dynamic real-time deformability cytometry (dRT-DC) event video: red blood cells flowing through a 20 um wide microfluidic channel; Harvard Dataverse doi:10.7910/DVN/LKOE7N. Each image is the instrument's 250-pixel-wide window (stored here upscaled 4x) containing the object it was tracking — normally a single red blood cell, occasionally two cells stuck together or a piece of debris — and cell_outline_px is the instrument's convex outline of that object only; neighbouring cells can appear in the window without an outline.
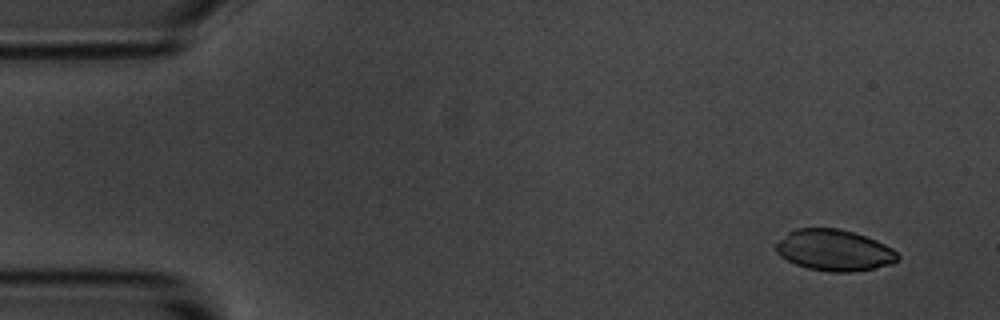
{"species": "common noctule bat (a hibernating species)", "species_latin": "Nyctalus noctula", "temperature_condition": "room temperature", "stored_images_in_passage": 4, "camera_frame_rate_fps": 3000, "um_per_image_px": 0.085, "animal": {"sex": "male", "body_mass_g": 20.1, "forearm_length_mm": 53.5}, "frame": {"image": 1, "passage_image": 1, "time_ms": 0.0, "image_size_px": [1000, 320], "cell_outline_px": [[900, 260], [892, 264], [852, 272], [832, 272], [808, 268], [796, 264], [780, 256], [776, 252], [776, 244], [788, 232], [796, 228], [840, 228], [876, 240], [892, 248], [900, 256]], "centroid_in_image_um": [70.92, 21.27], "position_along_channel_um": 14.1, "area_um2": 29.13}}